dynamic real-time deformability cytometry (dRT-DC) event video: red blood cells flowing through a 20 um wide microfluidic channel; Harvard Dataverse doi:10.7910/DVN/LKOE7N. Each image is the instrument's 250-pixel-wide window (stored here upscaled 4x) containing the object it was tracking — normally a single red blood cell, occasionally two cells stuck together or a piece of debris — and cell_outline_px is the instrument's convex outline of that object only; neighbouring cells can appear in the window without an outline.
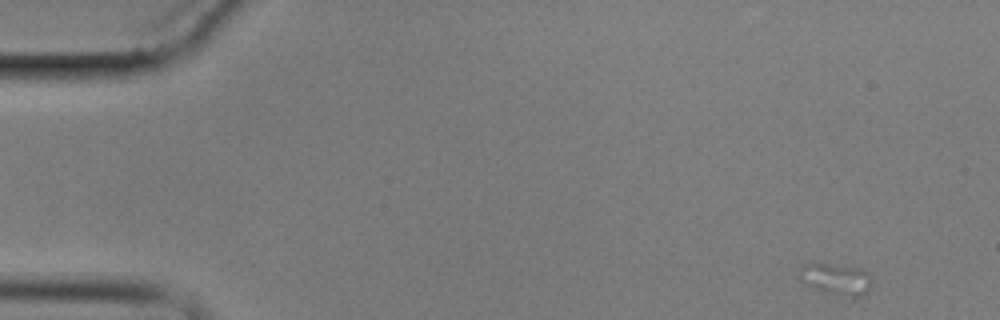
{"species": "common noctule bat (a hibernating species)", "species_latin": "Nyctalus noctula", "temperature_condition": "cold", "stored_images_in_passage": 6, "camera_frame_rate_fps": 3000, "um_per_image_px": 0.085, "animal": {"sex": "male", "body_mass_g": 17.9}, "frame": {"image": 1, "passage_image": 1, "time_ms": 0.0, "image_size_px": [1000, 320], "cell_outline_px": [[872, 284], [868, 292], [864, 296], [852, 300], [820, 292], [812, 288], [800, 280], [796, 276], [800, 268], [804, 264], [812, 260], [860, 268], [868, 272]], "centroid_in_image_um": [71.03, 23.74], "position_along_channel_um": 14.0, "area_um2": 14.62}}